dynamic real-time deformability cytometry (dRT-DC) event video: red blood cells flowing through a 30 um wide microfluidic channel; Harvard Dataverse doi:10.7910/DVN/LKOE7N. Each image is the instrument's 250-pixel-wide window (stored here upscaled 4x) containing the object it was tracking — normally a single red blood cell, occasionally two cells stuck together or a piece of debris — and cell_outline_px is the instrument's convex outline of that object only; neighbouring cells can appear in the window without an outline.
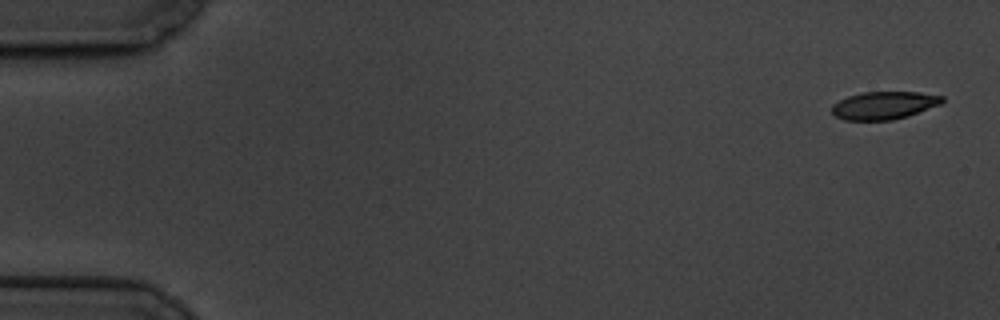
{"species": "common noctule bat (a hibernating species)", "species_latin": "Nyctalus noctula", "temperature_condition": "cold", "stored_images_in_passage": 5, "camera_frame_rate_fps": 3000, "um_per_image_px": 0.085, "animal": {"sex": "male", "body_mass_g": 19.5, "forearm_length_mm": 54.6}, "frame": {"image": 1, "passage_image": 1, "time_ms": 0.0, "image_size_px": [1000, 320], "cell_outline_px": [[944, 100], [940, 104], [908, 116], [892, 120], [844, 120], [836, 116], [832, 112], [832, 104], [848, 96], [864, 92], [920, 92], [944, 96]], "centroid_in_image_um": [75.15, 8.95], "position_along_channel_um": 9.9, "area_um2": 17.8}}
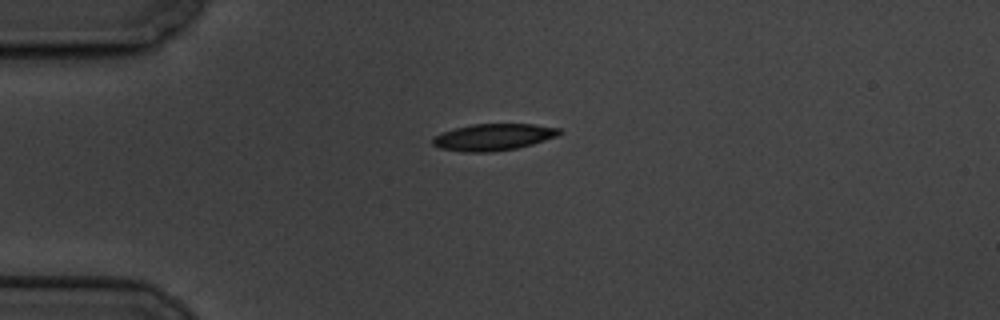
{"frame": {"image": 2, "passage_image": 4, "time_ms": 4.333, "image_size_px": [1000, 320], "cell_outline_px": [[564, 132], [556, 136], [532, 144], [516, 148], [492, 152], [464, 152], [440, 148], [432, 144], [432, 140], [436, 136], [444, 132], [456, 128], [472, 124], [536, 124], [560, 128]], "centroid_in_image_um": [41.97, 11.65], "position_along_channel_um": 43.0, "area_um2": 19.59}}